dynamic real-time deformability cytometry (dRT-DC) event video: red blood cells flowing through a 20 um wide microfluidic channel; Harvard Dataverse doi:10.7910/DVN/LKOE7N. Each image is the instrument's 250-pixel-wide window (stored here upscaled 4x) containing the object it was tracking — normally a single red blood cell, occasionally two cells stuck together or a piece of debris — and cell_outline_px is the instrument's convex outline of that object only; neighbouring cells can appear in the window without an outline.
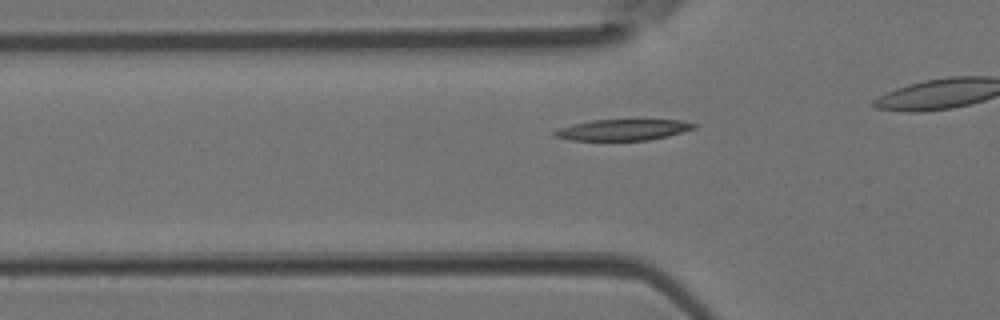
{"species": "Egyptian fruit bat (a non-hibernating species)", "species_latin": "Rousettus aegyptiacus", "temperature_condition": "room temperature", "stored_images_in_passage": 28, "camera_frame_rate_fps": 3000, "um_per_image_px": 0.085, "animal": {"sex": "female"}, "frame": {"image": 1, "passage_image": 7, "time_ms": 2.0, "image_size_px": [1000, 320], "cell_outline_px": [[700, 124], [696, 128], [668, 136], [648, 140], [572, 140], [556, 136], [552, 132], [556, 128], [572, 124], [592, 120], [684, 120]], "centroid_in_image_um": [52.99, 11.02], "position_along_channel_um": 72.8, "area_um2": 17.17}}
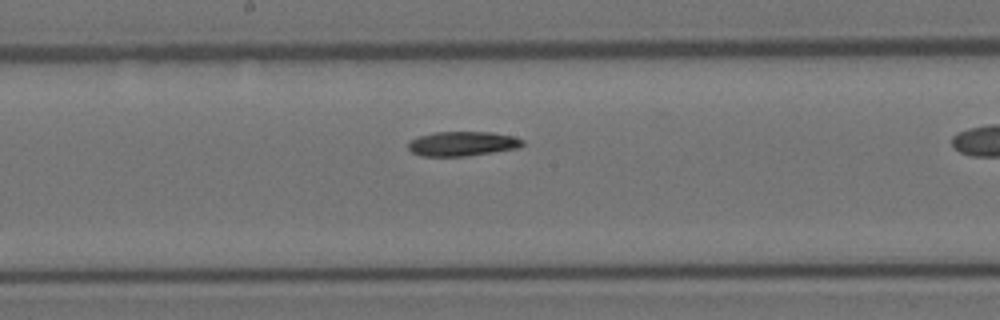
{"frame": {"image": 2, "passage_image": 16, "time_ms": 5.0, "image_size_px": [1000, 320], "cell_outline_px": [[524, 144], [520, 148], [464, 156], [420, 156], [412, 152], [408, 148], [408, 140], [416, 136], [432, 132], [492, 132], [512, 136], [524, 140]], "centroid_in_image_um": [39.26, 12.21], "position_along_channel_um": 208.9, "area_um2": 16.53}}
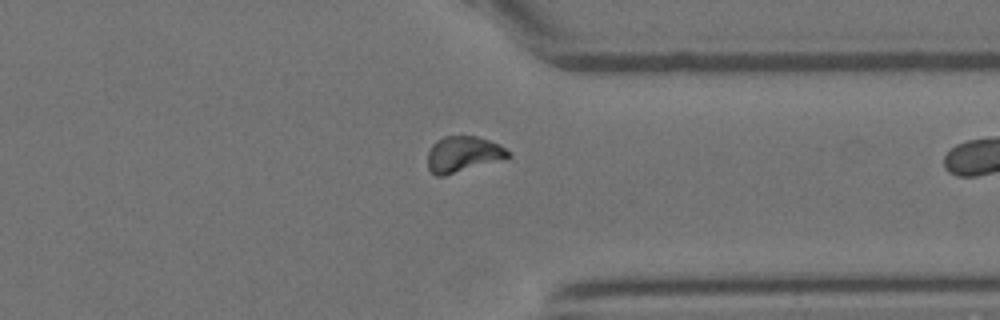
{"frame": {"image": 3, "passage_image": 27, "time_ms": 8.667, "image_size_px": [1000, 320], "cell_outline_px": [[512, 156], [444, 176], [436, 176], [428, 168], [428, 152], [432, 144], [436, 140], [444, 136], [476, 136], [500, 144], [512, 152]], "centroid_in_image_um": [39.36, 13.09], "position_along_channel_um": 372.0, "area_um2": 16.76}}